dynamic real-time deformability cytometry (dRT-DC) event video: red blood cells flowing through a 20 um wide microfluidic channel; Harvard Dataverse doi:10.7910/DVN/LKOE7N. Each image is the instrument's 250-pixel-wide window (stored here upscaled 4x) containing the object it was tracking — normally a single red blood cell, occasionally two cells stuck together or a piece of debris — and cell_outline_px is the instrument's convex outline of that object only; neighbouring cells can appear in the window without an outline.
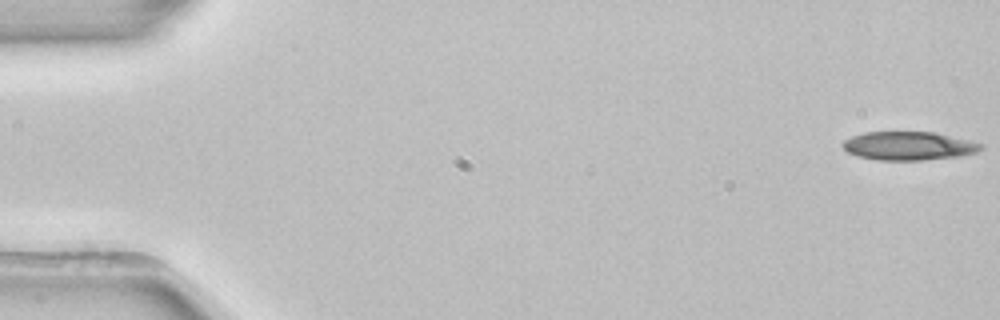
{"species": "common noctule bat (a hibernating species)", "species_latin": "Nyctalus noctula", "temperature_condition": "room temperature", "stored_images_in_passage": 9, "camera_frame_rate_fps": 3000, "um_per_image_px": 0.085, "animal": {"sex": "female", "body_mass_g": 22.7, "forearm_length_mm": 54.2}, "frame": {"image": 1, "passage_image": 1, "time_ms": 0.0, "image_size_px": [1000, 320], "cell_outline_px": [[984, 148], [976, 152], [960, 156], [924, 160], [876, 160], [860, 156], [848, 152], [840, 144], [844, 140], [852, 136], [864, 132], [936, 132], [984, 144]], "centroid_in_image_um": [77.25, 12.4], "position_along_channel_um": 7.7, "area_um2": 23.0}}